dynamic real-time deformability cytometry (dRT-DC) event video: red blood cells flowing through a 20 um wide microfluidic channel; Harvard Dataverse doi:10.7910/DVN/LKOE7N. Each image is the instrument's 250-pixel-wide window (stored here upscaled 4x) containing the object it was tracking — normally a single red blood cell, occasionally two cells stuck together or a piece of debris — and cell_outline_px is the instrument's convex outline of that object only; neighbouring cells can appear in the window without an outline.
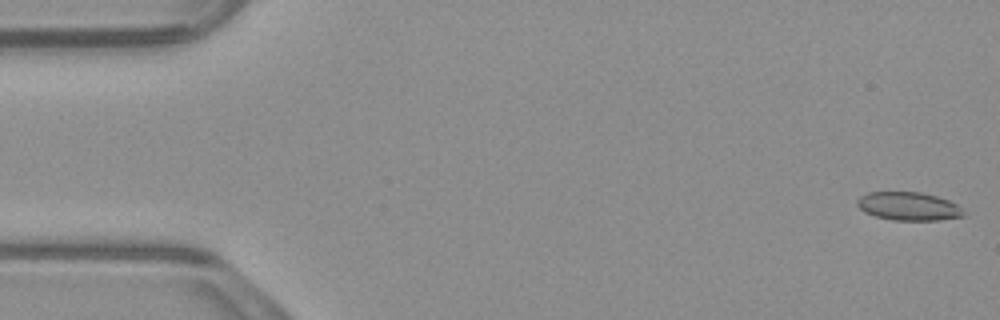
{"species": "common noctule bat (a hibernating species)", "species_latin": "Nyctalus noctula", "temperature_condition": "warm", "stored_images_in_passage": 53, "camera_frame_rate_fps": 3000, "um_per_image_px": 0.085, "animal": {"sex": "male", "body_mass_g": 23.1, "forearm_length_mm": 52.7}, "frame": {"image": 1, "passage_image": 1, "time_ms": 0.0, "image_size_px": [1000, 320], "cell_outline_px": [[968, 216], [940, 220], [892, 220], [876, 216], [864, 212], [856, 204], [856, 200], [860, 196], [868, 192], [920, 192], [936, 196], [948, 200], [956, 204]], "centroid_in_image_um": [77.23, 17.54], "position_along_channel_um": 7.8, "area_um2": 17.63}}
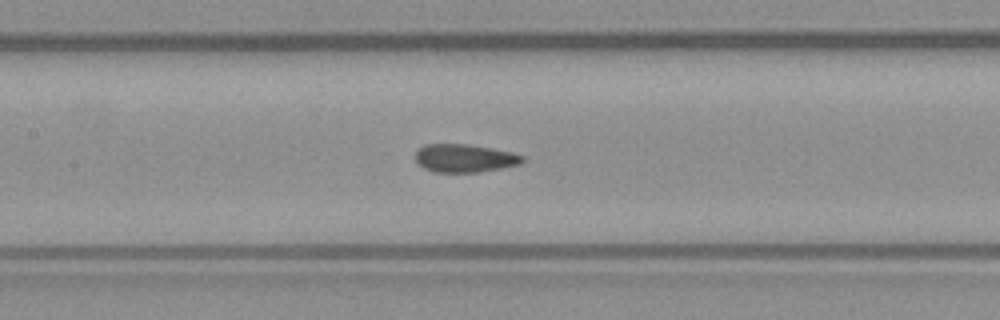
{"frame": {"image": 2, "passage_image": 24, "time_ms": 7.667, "image_size_px": [1000, 320], "cell_outline_px": [[524, 160], [520, 164], [500, 168], [476, 172], [432, 172], [416, 164], [416, 152], [424, 144], [468, 144], [492, 148], [512, 152], [524, 156]], "centroid_in_image_um": [39.47, 13.44], "position_along_channel_um": 167.9, "area_um2": 17.57}}
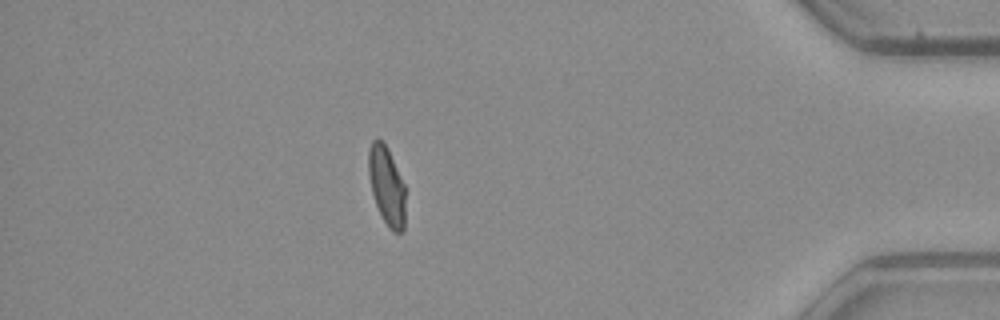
{"frame": {"image": 3, "passage_image": 46, "time_ms": 15.0, "image_size_px": [1000, 320], "cell_outline_px": [[404, 232], [392, 232], [388, 228], [376, 204], [372, 192], [368, 172], [368, 148], [372, 140], [376, 136], [388, 148], [404, 184]], "centroid_in_image_um": [32.85, 15.77], "position_along_channel_um": 402.3, "area_um2": 16.82}, "authors_computed_cell_mechanics": {"area_um2": 17.8024, "velocity_mm_per_s": 3.8831, "shape_relaxation_time_tau1_ms": 9.7846, "shape_relaxation_time_tau2_ms": 0.7962, "deformation_change_tau1": 0.2288, "deformation_change_tau2": 0.0658}}